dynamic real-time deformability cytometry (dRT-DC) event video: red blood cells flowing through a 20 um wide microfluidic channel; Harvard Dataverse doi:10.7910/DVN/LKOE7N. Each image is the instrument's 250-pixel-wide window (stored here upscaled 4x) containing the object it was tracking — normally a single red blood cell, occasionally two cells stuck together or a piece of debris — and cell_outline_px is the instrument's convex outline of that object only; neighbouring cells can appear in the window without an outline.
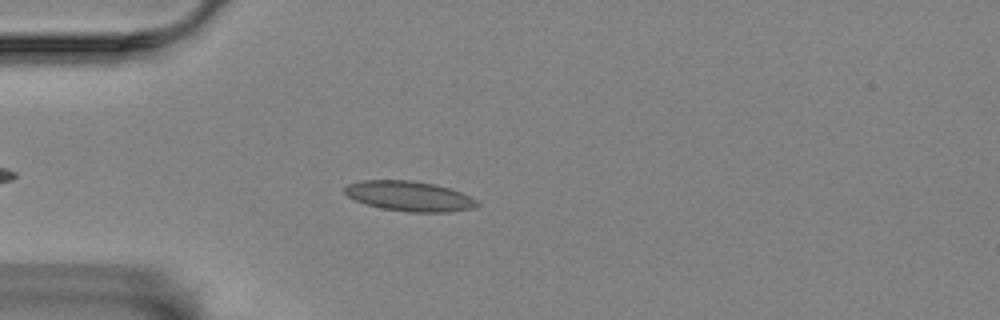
{"species": "Egyptian fruit bat (a non-hibernating species)", "species_latin": "Rousettus aegyptiacus", "temperature_condition": "room temperature", "stored_images_in_passage": 40, "camera_frame_rate_fps": 3000, "um_per_image_px": 0.085, "animal": {"sex": "female"}, "frame": {"image": 1, "passage_image": 5, "time_ms": 1.333, "image_size_px": [1000, 320], "cell_outline_px": [[480, 204], [476, 208], [448, 212], [408, 212], [380, 208], [364, 204], [348, 196], [344, 192], [344, 188], [348, 184], [360, 180], [412, 180], [436, 184], [460, 192], [476, 200]], "centroid_in_image_um": [34.78, 16.67], "position_along_channel_um": 50.2, "area_um2": 23.29}}
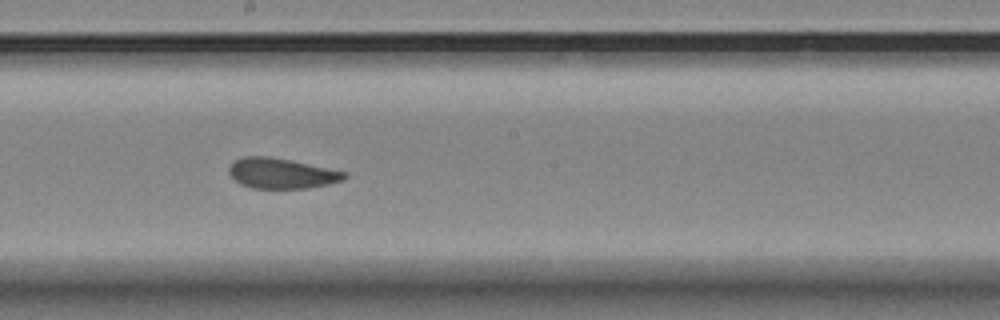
{"frame": {"image": 2, "passage_image": 21, "time_ms": 6.667, "image_size_px": [1000, 320], "cell_outline_px": [[348, 176], [344, 180], [328, 184], [308, 188], [252, 188], [240, 184], [232, 180], [228, 172], [228, 168], [236, 160], [244, 156], [268, 156], [292, 160], [348, 172]], "centroid_in_image_um": [23.93, 14.73], "position_along_channel_um": 224.3, "area_um2": 20.63}}
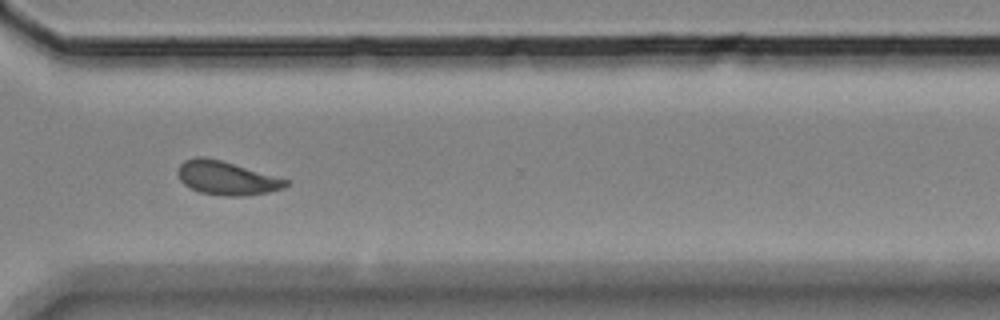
{"frame": {"image": 3, "passage_image": 32, "time_ms": 10.333, "image_size_px": [1000, 320], "cell_outline_px": [[288, 184], [284, 188], [268, 192], [244, 196], [224, 196], [200, 192], [184, 184], [180, 180], [180, 164], [184, 160], [200, 156], [204, 156], [220, 160], [288, 180]], "centroid_in_image_um": [19.26, 15.14], "position_along_channel_um": 351.3, "area_um2": 20.69}, "authors_computed_cell_mechanics": {"area_um2": 21.2993, "velocity_mm_per_s": 3.4617, "shape_relaxation_time_tau1_ms": 10.8699, "shape_relaxation_time_tau2_ms": 1.2593, "deformation_change_tau1": 0.1774, "deformation_change_tau2": 0.0785}}